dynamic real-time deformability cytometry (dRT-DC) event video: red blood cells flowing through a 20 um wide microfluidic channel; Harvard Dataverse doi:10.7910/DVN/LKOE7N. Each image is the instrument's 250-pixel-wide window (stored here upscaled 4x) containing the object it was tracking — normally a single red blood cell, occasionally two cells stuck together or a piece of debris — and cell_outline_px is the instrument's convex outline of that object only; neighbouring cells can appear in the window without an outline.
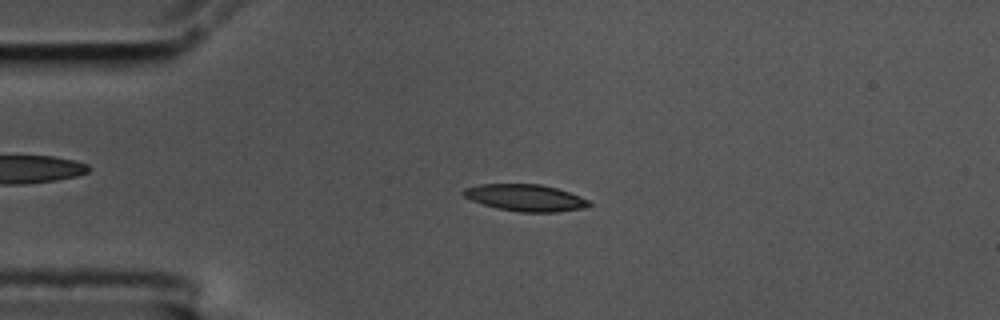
{"species": "common noctule bat (a hibernating species)", "species_latin": "Nyctalus noctula", "temperature_condition": "cold", "stored_images_in_passage": 4, "camera_frame_rate_fps": 3000, "um_per_image_px": 0.085, "animal": {"sex": "male", "body_mass_g": 17.5, "forearm_length_mm": 52.3}, "frame": {"image": 1, "passage_image": 3, "time_ms": 0.667, "image_size_px": [1000, 320], "cell_outline_px": [[592, 204], [588, 208], [556, 212], [520, 212], [496, 208], [472, 200], [464, 196], [460, 192], [464, 188], [480, 184], [540, 184], [556, 188], [580, 196], [588, 200]], "centroid_in_image_um": [44.67, 16.81], "position_along_channel_um": 40.3, "area_um2": 19.65}}